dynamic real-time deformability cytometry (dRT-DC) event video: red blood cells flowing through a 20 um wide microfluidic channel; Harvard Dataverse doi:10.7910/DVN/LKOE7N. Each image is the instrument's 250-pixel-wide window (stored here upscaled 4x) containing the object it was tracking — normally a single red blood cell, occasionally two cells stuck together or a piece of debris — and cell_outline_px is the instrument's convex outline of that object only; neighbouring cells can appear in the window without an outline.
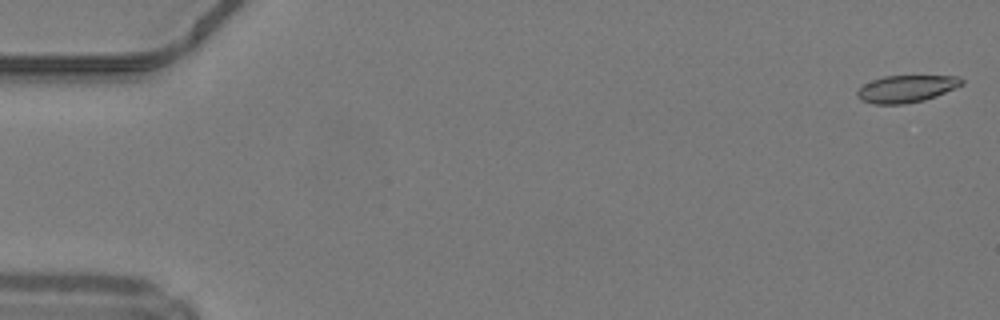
{"species": "common noctule bat (a hibernating species)", "species_latin": "Nyctalus noctula", "temperature_condition": "warm", "stored_images_in_passage": 48, "camera_frame_rate_fps": 3000, "um_per_image_px": 0.085, "animal": {"sex": "male", "body_mass_g": 19.2, "forearm_length_mm": 51.8}, "frame": {"image": 1, "passage_image": 1, "time_ms": 0.0, "image_size_px": [1000, 320], "cell_outline_px": [[964, 84], [936, 96], [924, 100], [904, 104], [872, 104], [860, 100], [856, 96], [856, 92], [864, 84], [872, 80], [884, 76], [960, 76], [964, 80]], "centroid_in_image_um": [77.03, 7.55], "position_along_channel_um": 8.0, "area_um2": 16.59}}
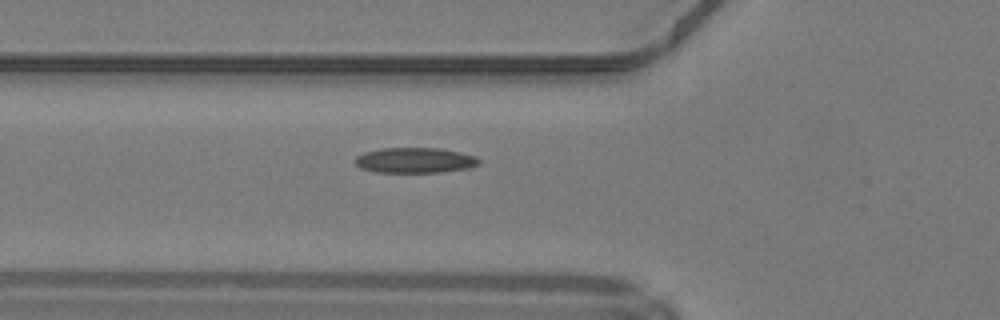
{"frame": {"image": 2, "passage_image": 18, "time_ms": 5.667, "image_size_px": [1000, 320], "cell_outline_px": [[480, 164], [472, 168], [444, 172], [376, 172], [360, 168], [356, 164], [356, 156], [364, 152], [380, 148], [440, 148], [460, 152], [476, 156], [480, 160]], "centroid_in_image_um": [35.31, 13.62], "position_along_channel_um": 90.5, "area_um2": 18.5}}
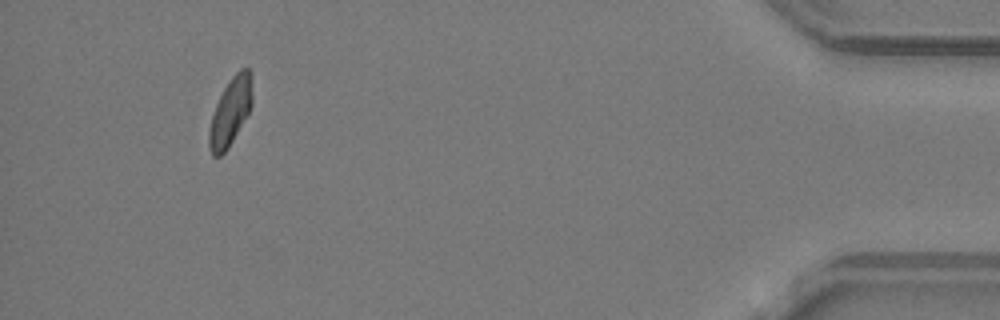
{"frame": {"image": 3, "passage_image": 46, "time_ms": 15.0, "image_size_px": [1000, 320], "cell_outline_px": [[252, 104], [248, 112], [228, 148], [220, 156], [212, 156], [208, 144], [208, 132], [212, 116], [216, 104], [224, 88], [232, 76], [240, 68], [248, 68], [252, 72]], "centroid_in_image_um": [19.58, 9.47], "position_along_channel_um": 415.6, "area_um2": 16.88}, "authors_computed_cell_mechanics": {"area_um2": 17.6001, "velocity_mm_per_s": 4.2433, "shape_relaxation_time_tau1_ms": null, "shape_relaxation_time_tau2_ms": 10.6067, "deformation_change_tau1": null, "deformation_change_tau2": 0.1579}}